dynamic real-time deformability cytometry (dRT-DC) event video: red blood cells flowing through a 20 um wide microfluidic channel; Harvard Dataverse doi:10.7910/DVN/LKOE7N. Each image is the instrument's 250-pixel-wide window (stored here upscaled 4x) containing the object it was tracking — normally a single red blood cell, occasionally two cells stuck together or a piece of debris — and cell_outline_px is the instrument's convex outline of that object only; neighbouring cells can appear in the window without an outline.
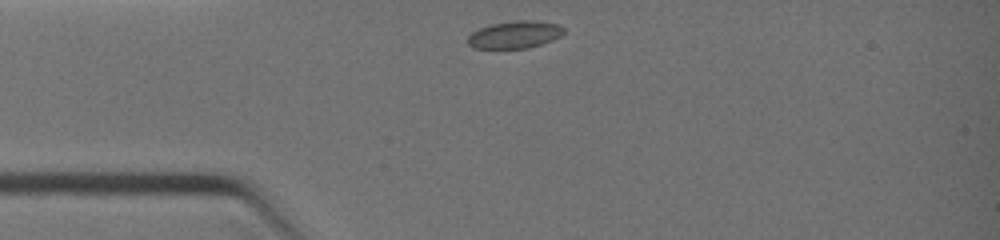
{"species": "common noctule bat (a hibernating species)", "species_latin": "Nyctalus noctula", "temperature_condition": "warm", "stored_images_in_passage": 2, "camera_frame_rate_fps": 3000, "um_per_image_px": 0.085, "animal": {"sex": "female", "body_mass_g": 19.0, "forearm_length_mm": 51.5}, "frame": {"image": 1, "passage_image": 1, "time_ms": 0.0, "image_size_px": [1000, 240], "cell_outline_px": [[564, 32], [560, 36], [552, 40], [528, 48], [472, 48], [468, 44], [468, 36], [472, 32], [480, 28], [492, 24], [516, 20], [536, 20], [560, 24], [564, 28]], "centroid_in_image_um": [43.77, 2.93], "position_along_channel_um": 41.2, "area_um2": 15.32}}